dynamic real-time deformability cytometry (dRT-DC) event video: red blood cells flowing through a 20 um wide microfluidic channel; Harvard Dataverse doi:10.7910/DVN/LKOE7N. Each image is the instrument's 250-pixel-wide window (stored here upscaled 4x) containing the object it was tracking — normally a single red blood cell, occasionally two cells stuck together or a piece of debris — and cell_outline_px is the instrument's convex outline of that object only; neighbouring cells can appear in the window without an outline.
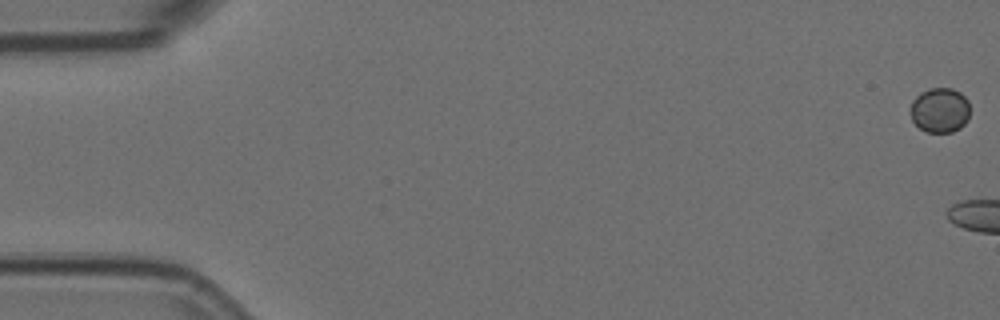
{"species": "Egyptian fruit bat (a non-hibernating species)", "species_latin": "Rousettus aegyptiacus", "temperature_condition": "room temperature", "stored_images_in_passage": 7, "camera_frame_rate_fps": 3000, "um_per_image_px": 0.085, "animal": {"sex": "female"}, "frame": {"image": 1, "passage_image": 1, "time_ms": 0.0, "image_size_px": [1000, 320], "cell_outline_px": [[968, 120], [960, 128], [952, 132], [928, 132], [920, 128], [912, 120], [912, 100], [920, 92], [928, 88], [952, 88], [960, 92], [968, 100]], "centroid_in_image_um": [79.9, 9.35], "position_along_channel_um": 5.1, "area_um2": 15.49}}
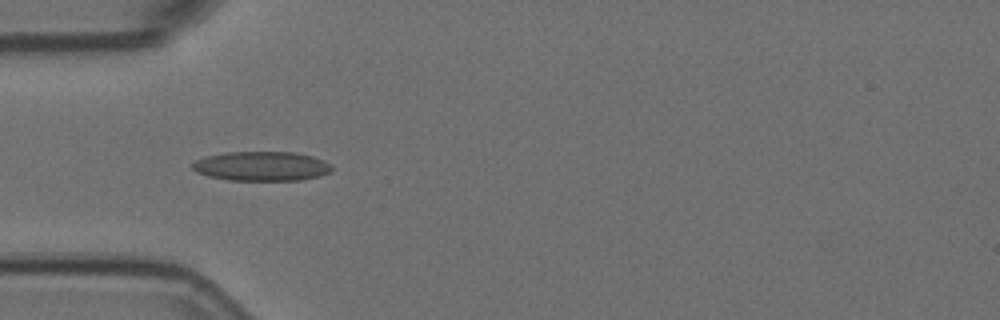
{"frame": {"image": 2, "passage_image": 6, "time_ms": 1.667, "image_size_px": [1000, 320], "cell_outline_px": [[336, 168], [332, 172], [320, 176], [300, 180], [228, 180], [208, 176], [196, 172], [192, 168], [192, 164], [196, 160], [204, 156], [224, 152], [296, 152], [312, 156], [324, 160], [332, 164]], "centroid_in_image_um": [22.28, 14.12], "position_along_channel_um": 62.7, "area_um2": 24.28}}
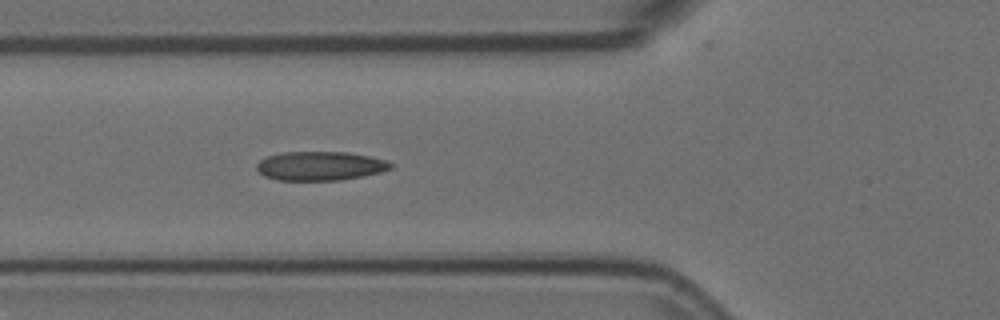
{"frame": {"image": 3, "passage_image": 7, "time_ms": 2.0, "image_size_px": [1000, 320], "cell_outline_px": [[392, 168], [380, 172], [340, 180], [276, 180], [264, 176], [256, 168], [256, 164], [260, 160], [268, 156], [284, 152], [348, 152], [368, 156], [384, 160], [392, 164]], "centroid_in_image_um": [27.17, 14.1], "position_along_channel_um": 98.6, "area_um2": 22.43}}